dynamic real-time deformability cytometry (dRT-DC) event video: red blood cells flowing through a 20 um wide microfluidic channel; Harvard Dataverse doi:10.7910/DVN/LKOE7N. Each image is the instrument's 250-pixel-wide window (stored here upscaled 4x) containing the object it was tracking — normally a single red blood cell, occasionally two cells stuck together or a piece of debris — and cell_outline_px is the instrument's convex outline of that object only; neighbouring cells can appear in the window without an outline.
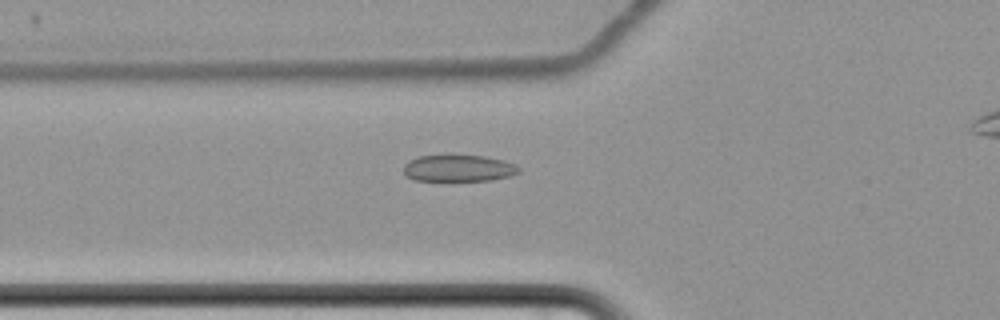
{"species": "common noctule bat (a hibernating species)", "species_latin": "Nyctalus noctula", "temperature_condition": "cold", "stored_images_in_passage": 35, "camera_frame_rate_fps": 3000, "um_per_image_px": 0.085, "animal": {"sex": "female", "body_mass_g": 22.7, "forearm_length_mm": 54.2}, "frame": {"image": 1, "passage_image": 2, "time_ms": 0.333, "image_size_px": [1000, 320], "cell_outline_px": [[520, 172], [512, 176], [492, 180], [416, 180], [404, 176], [404, 164], [408, 160], [416, 156], [484, 156], [504, 160], [516, 164], [520, 168]], "centroid_in_image_um": [38.99, 14.3], "position_along_channel_um": 86.8, "area_um2": 17.92}}
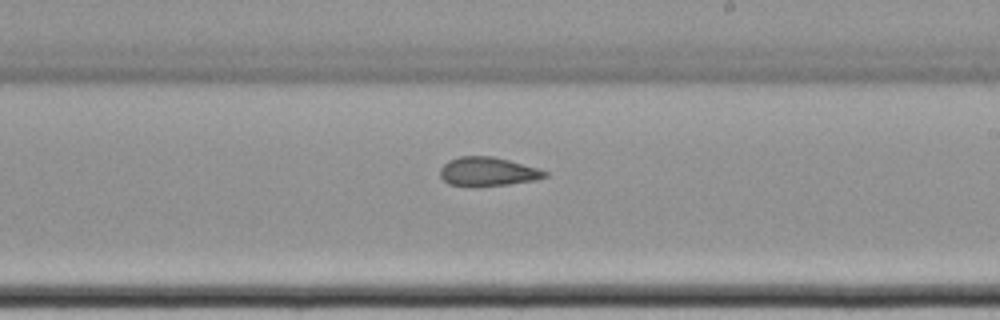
{"frame": {"image": 2, "passage_image": 16, "time_ms": 5.0, "image_size_px": [1000, 320], "cell_outline_px": [[548, 176], [536, 180], [508, 184], [476, 188], [448, 184], [440, 176], [440, 168], [448, 160], [460, 156], [492, 156], [508, 160], [536, 168], [548, 172]], "centroid_in_image_um": [41.42, 14.61], "position_along_channel_um": 247.6, "area_um2": 17.86}}
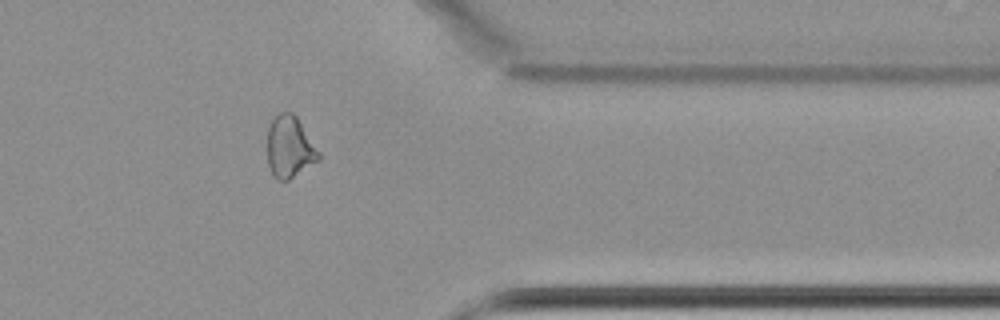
{"frame": {"image": 3, "passage_image": 29, "time_ms": 9.333, "image_size_px": [1000, 320], "cell_outline_px": [[320, 160], [288, 180], [276, 180], [272, 176], [268, 164], [268, 128], [272, 120], [280, 112], [292, 112], [296, 116], [320, 152]], "centroid_in_image_um": [24.62, 12.52], "position_along_channel_um": 386.8, "area_um2": 18.44}}